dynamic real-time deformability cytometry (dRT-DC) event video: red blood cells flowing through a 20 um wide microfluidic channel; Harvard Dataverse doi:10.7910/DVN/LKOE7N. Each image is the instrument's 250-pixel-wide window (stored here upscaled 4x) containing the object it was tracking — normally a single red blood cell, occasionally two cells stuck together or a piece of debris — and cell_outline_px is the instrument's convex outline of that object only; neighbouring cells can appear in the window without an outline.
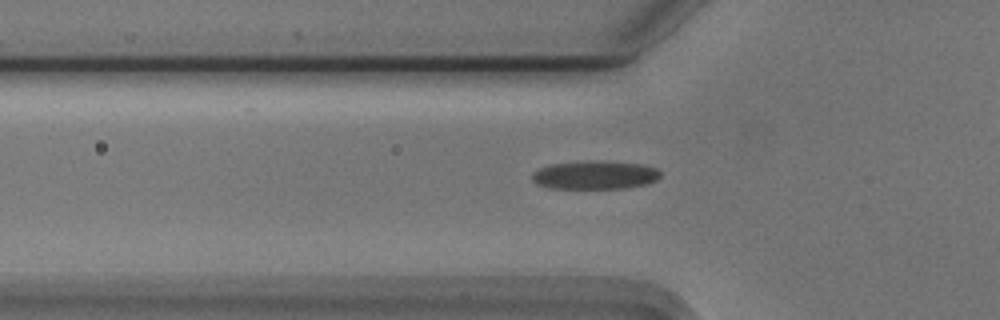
{"species": "Egyptian fruit bat (a non-hibernating species)", "species_latin": "Rousettus aegyptiacus", "temperature_condition": "cold", "stored_images_in_passage": 43, "camera_frame_rate_fps": 3000, "um_per_image_px": 0.085, "animal": {"sex": "male"}, "frame": {"image": 1, "passage_image": 13, "time_ms": 4.0, "image_size_px": [1000, 320], "cell_outline_px": [[660, 176], [656, 180], [648, 184], [628, 188], [548, 188], [536, 184], [532, 180], [532, 172], [548, 164], [580, 160], [592, 160], [644, 164], [656, 168], [660, 172]], "centroid_in_image_um": [50.55, 14.86], "position_along_channel_um": 75.3, "area_um2": 21.68}}
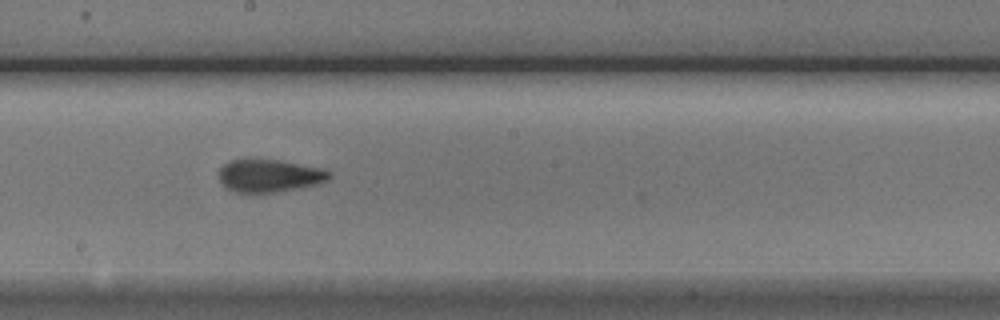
{"frame": {"image": 2, "passage_image": 25, "time_ms": 8.0, "image_size_px": [1000, 320], "cell_outline_px": [[332, 176], [328, 180], [316, 184], [300, 188], [276, 192], [232, 192], [224, 188], [220, 180], [220, 168], [228, 160], [244, 156], [280, 160], [324, 168], [332, 172]], "centroid_in_image_um": [22.87, 14.89], "position_along_channel_um": 225.3, "area_um2": 21.91}}
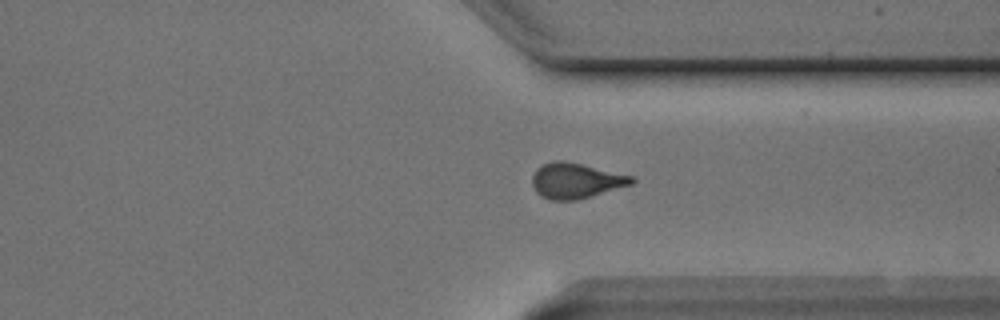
{"frame": {"image": 3, "passage_image": 36, "time_ms": 11.667, "image_size_px": [1000, 320], "cell_outline_px": [[636, 180], [632, 184], [592, 196], [576, 200], [552, 200], [540, 196], [536, 192], [532, 184], [532, 176], [536, 168], [540, 164], [552, 160], [564, 160], [636, 176]], "centroid_in_image_um": [48.94, 15.34], "position_along_channel_um": 362.5, "area_um2": 20.87}, "authors_computed_cell_mechanics": {"area_um2": 20.8658, "velocity_mm_per_s": 3.7411, "shape_relaxation_time_tau1_ms": 4.0848, "shape_relaxation_time_tau2_ms": 1.346, "deformation_change_tau1": 0.1624, "deformation_change_tau2": 0.0919}}